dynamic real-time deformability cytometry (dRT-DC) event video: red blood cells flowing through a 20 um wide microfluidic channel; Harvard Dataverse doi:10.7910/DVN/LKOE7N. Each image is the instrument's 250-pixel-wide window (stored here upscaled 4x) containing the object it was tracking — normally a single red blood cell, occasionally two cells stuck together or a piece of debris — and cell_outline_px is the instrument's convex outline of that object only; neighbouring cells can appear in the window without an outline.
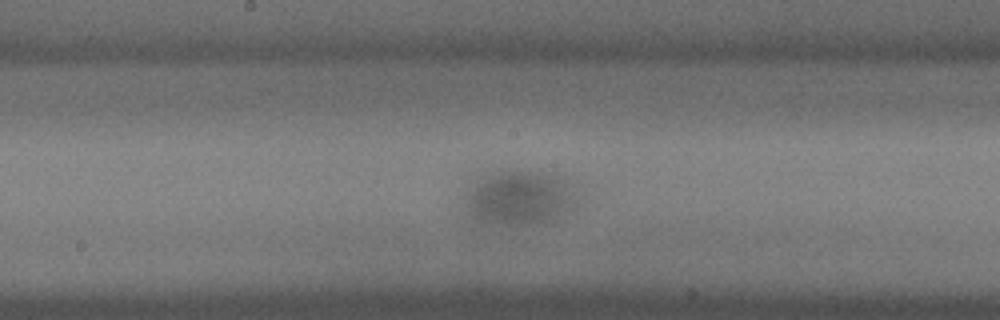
{"species": "common noctule bat (a hibernating species)", "species_latin": "Nyctalus noctula", "temperature_condition": "cold", "stored_images_in_passage": 47, "camera_frame_rate_fps": 3000, "um_per_image_px": 0.085, "animal": {"sex": "male", "body_mass_g": 18.8}, "frame": {"image": 1, "passage_image": 21, "time_ms": 6.667, "image_size_px": [1000, 320], "cell_outline_px": [[584, 196], [572, 208], [556, 220], [544, 224], [500, 224], [480, 220], [472, 216], [468, 212], [464, 200], [464, 196], [476, 184], [492, 176], [508, 172], [540, 172], [560, 180]], "centroid_in_image_um": [44.27, 16.9], "position_along_channel_um": 203.9, "area_um2": 34.33}}
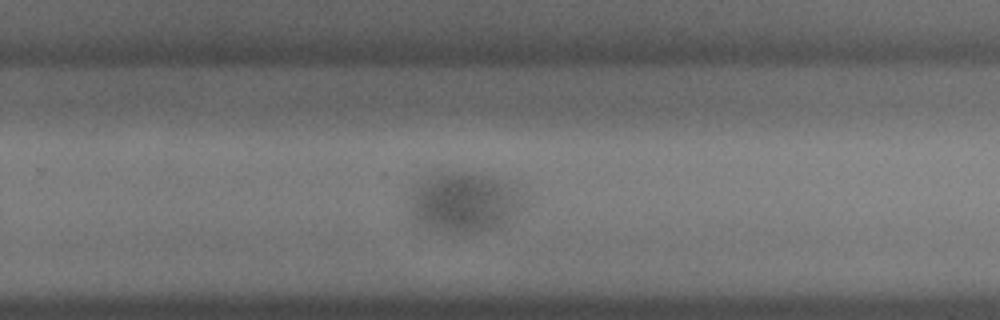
{"frame": {"image": 2, "passage_image": 28, "time_ms": 9.0, "image_size_px": [1000, 320], "cell_outline_px": [[520, 204], [504, 224], [496, 228], [480, 232], [472, 232], [416, 228], [412, 220], [412, 204], [416, 192], [432, 176], [480, 176], [496, 184]], "centroid_in_image_um": [39.23, 17.39], "position_along_channel_um": 290.6, "area_um2": 34.85}}
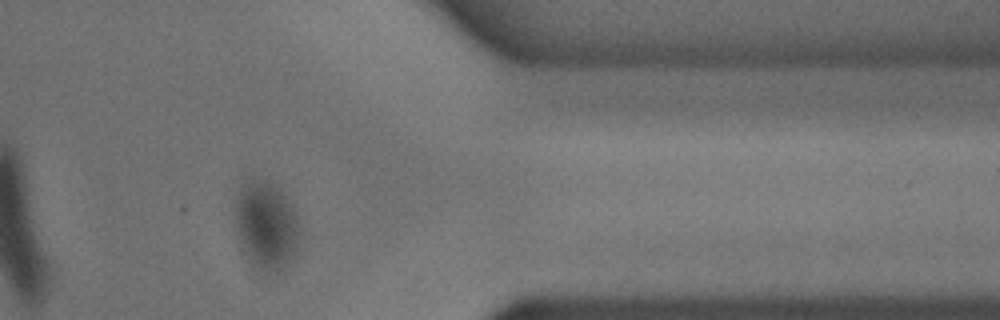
{"frame": {"image": 3, "passage_image": 37, "time_ms": 12.0, "image_size_px": [1000, 320], "cell_outline_px": [[300, 236], [296, 248], [292, 256], [276, 272], [268, 272], [252, 268], [244, 252], [236, 228], [236, 188], [248, 176], [268, 180], [280, 188], [292, 204], [300, 228]], "centroid_in_image_um": [22.59, 19.06], "position_along_channel_um": 388.8, "area_um2": 33.7}}